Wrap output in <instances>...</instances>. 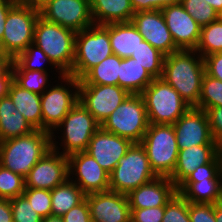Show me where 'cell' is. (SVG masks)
<instances>
[{
  "mask_svg": "<svg viewBox=\"0 0 222 222\" xmlns=\"http://www.w3.org/2000/svg\"><path fill=\"white\" fill-rule=\"evenodd\" d=\"M134 13L148 10H162L170 5L178 4L181 0H130Z\"/></svg>",
  "mask_w": 222,
  "mask_h": 222,
  "instance_id": "cell-45",
  "label": "cell"
},
{
  "mask_svg": "<svg viewBox=\"0 0 222 222\" xmlns=\"http://www.w3.org/2000/svg\"><path fill=\"white\" fill-rule=\"evenodd\" d=\"M148 126L146 106L141 94H130L101 124L103 130L132 143H141Z\"/></svg>",
  "mask_w": 222,
  "mask_h": 222,
  "instance_id": "cell-8",
  "label": "cell"
},
{
  "mask_svg": "<svg viewBox=\"0 0 222 222\" xmlns=\"http://www.w3.org/2000/svg\"><path fill=\"white\" fill-rule=\"evenodd\" d=\"M131 57L136 59V62L143 66L154 79L162 77L165 55L147 41L142 40Z\"/></svg>",
  "mask_w": 222,
  "mask_h": 222,
  "instance_id": "cell-32",
  "label": "cell"
},
{
  "mask_svg": "<svg viewBox=\"0 0 222 222\" xmlns=\"http://www.w3.org/2000/svg\"><path fill=\"white\" fill-rule=\"evenodd\" d=\"M203 60L205 73L222 81V52L205 56Z\"/></svg>",
  "mask_w": 222,
  "mask_h": 222,
  "instance_id": "cell-47",
  "label": "cell"
},
{
  "mask_svg": "<svg viewBox=\"0 0 222 222\" xmlns=\"http://www.w3.org/2000/svg\"><path fill=\"white\" fill-rule=\"evenodd\" d=\"M95 25L130 22L134 13L130 0H90Z\"/></svg>",
  "mask_w": 222,
  "mask_h": 222,
  "instance_id": "cell-24",
  "label": "cell"
},
{
  "mask_svg": "<svg viewBox=\"0 0 222 222\" xmlns=\"http://www.w3.org/2000/svg\"><path fill=\"white\" fill-rule=\"evenodd\" d=\"M63 128L61 135L62 152L51 137V149L69 156L76 152L86 151L93 134L101 127V124L93 115L78 101V103L64 117L57 126V130Z\"/></svg>",
  "mask_w": 222,
  "mask_h": 222,
  "instance_id": "cell-9",
  "label": "cell"
},
{
  "mask_svg": "<svg viewBox=\"0 0 222 222\" xmlns=\"http://www.w3.org/2000/svg\"><path fill=\"white\" fill-rule=\"evenodd\" d=\"M8 95L32 127L35 130H42L41 95L21 88L14 81L10 85Z\"/></svg>",
  "mask_w": 222,
  "mask_h": 222,
  "instance_id": "cell-27",
  "label": "cell"
},
{
  "mask_svg": "<svg viewBox=\"0 0 222 222\" xmlns=\"http://www.w3.org/2000/svg\"><path fill=\"white\" fill-rule=\"evenodd\" d=\"M49 150L51 133L35 130L31 134L0 142V165L25 178Z\"/></svg>",
  "mask_w": 222,
  "mask_h": 222,
  "instance_id": "cell-2",
  "label": "cell"
},
{
  "mask_svg": "<svg viewBox=\"0 0 222 222\" xmlns=\"http://www.w3.org/2000/svg\"><path fill=\"white\" fill-rule=\"evenodd\" d=\"M42 222H63L62 221V216H47L45 218H42Z\"/></svg>",
  "mask_w": 222,
  "mask_h": 222,
  "instance_id": "cell-55",
  "label": "cell"
},
{
  "mask_svg": "<svg viewBox=\"0 0 222 222\" xmlns=\"http://www.w3.org/2000/svg\"><path fill=\"white\" fill-rule=\"evenodd\" d=\"M216 156V145L179 149L175 170L169 178L178 187L198 166L210 163Z\"/></svg>",
  "mask_w": 222,
  "mask_h": 222,
  "instance_id": "cell-22",
  "label": "cell"
},
{
  "mask_svg": "<svg viewBox=\"0 0 222 222\" xmlns=\"http://www.w3.org/2000/svg\"><path fill=\"white\" fill-rule=\"evenodd\" d=\"M12 1H14L15 3H26L27 2V0H12Z\"/></svg>",
  "mask_w": 222,
  "mask_h": 222,
  "instance_id": "cell-58",
  "label": "cell"
},
{
  "mask_svg": "<svg viewBox=\"0 0 222 222\" xmlns=\"http://www.w3.org/2000/svg\"><path fill=\"white\" fill-rule=\"evenodd\" d=\"M130 210L132 222H162L165 206Z\"/></svg>",
  "mask_w": 222,
  "mask_h": 222,
  "instance_id": "cell-43",
  "label": "cell"
},
{
  "mask_svg": "<svg viewBox=\"0 0 222 222\" xmlns=\"http://www.w3.org/2000/svg\"><path fill=\"white\" fill-rule=\"evenodd\" d=\"M68 161L69 176L72 174L77 176L71 181L86 195L109 190V173L88 153L85 151L73 153L68 156Z\"/></svg>",
  "mask_w": 222,
  "mask_h": 222,
  "instance_id": "cell-15",
  "label": "cell"
},
{
  "mask_svg": "<svg viewBox=\"0 0 222 222\" xmlns=\"http://www.w3.org/2000/svg\"><path fill=\"white\" fill-rule=\"evenodd\" d=\"M35 129L16 109L9 95L0 99V142L31 134Z\"/></svg>",
  "mask_w": 222,
  "mask_h": 222,
  "instance_id": "cell-23",
  "label": "cell"
},
{
  "mask_svg": "<svg viewBox=\"0 0 222 222\" xmlns=\"http://www.w3.org/2000/svg\"><path fill=\"white\" fill-rule=\"evenodd\" d=\"M47 62L48 65L51 64L50 66H53L56 69V72H59L60 76H58V78H61L64 75L61 71H57L59 69L52 63L45 52L32 43L14 59L12 70H37L47 72V66L44 67L41 65Z\"/></svg>",
  "mask_w": 222,
  "mask_h": 222,
  "instance_id": "cell-31",
  "label": "cell"
},
{
  "mask_svg": "<svg viewBox=\"0 0 222 222\" xmlns=\"http://www.w3.org/2000/svg\"><path fill=\"white\" fill-rule=\"evenodd\" d=\"M13 222H42V217L32 209L24 195L10 199Z\"/></svg>",
  "mask_w": 222,
  "mask_h": 222,
  "instance_id": "cell-40",
  "label": "cell"
},
{
  "mask_svg": "<svg viewBox=\"0 0 222 222\" xmlns=\"http://www.w3.org/2000/svg\"><path fill=\"white\" fill-rule=\"evenodd\" d=\"M122 58L111 55L91 68L79 84L118 85V75Z\"/></svg>",
  "mask_w": 222,
  "mask_h": 222,
  "instance_id": "cell-30",
  "label": "cell"
},
{
  "mask_svg": "<svg viewBox=\"0 0 222 222\" xmlns=\"http://www.w3.org/2000/svg\"><path fill=\"white\" fill-rule=\"evenodd\" d=\"M0 222H13L10 200L0 198Z\"/></svg>",
  "mask_w": 222,
  "mask_h": 222,
  "instance_id": "cell-50",
  "label": "cell"
},
{
  "mask_svg": "<svg viewBox=\"0 0 222 222\" xmlns=\"http://www.w3.org/2000/svg\"><path fill=\"white\" fill-rule=\"evenodd\" d=\"M177 193V187L169 177H157L132 190L127 196L130 209L166 206Z\"/></svg>",
  "mask_w": 222,
  "mask_h": 222,
  "instance_id": "cell-21",
  "label": "cell"
},
{
  "mask_svg": "<svg viewBox=\"0 0 222 222\" xmlns=\"http://www.w3.org/2000/svg\"><path fill=\"white\" fill-rule=\"evenodd\" d=\"M130 95L119 85L79 84V101L102 124Z\"/></svg>",
  "mask_w": 222,
  "mask_h": 222,
  "instance_id": "cell-13",
  "label": "cell"
},
{
  "mask_svg": "<svg viewBox=\"0 0 222 222\" xmlns=\"http://www.w3.org/2000/svg\"><path fill=\"white\" fill-rule=\"evenodd\" d=\"M204 75L203 57L195 50H178L164 58L161 78L191 107L199 102Z\"/></svg>",
  "mask_w": 222,
  "mask_h": 222,
  "instance_id": "cell-1",
  "label": "cell"
},
{
  "mask_svg": "<svg viewBox=\"0 0 222 222\" xmlns=\"http://www.w3.org/2000/svg\"><path fill=\"white\" fill-rule=\"evenodd\" d=\"M214 216L216 222H222V209L218 208L215 204H214Z\"/></svg>",
  "mask_w": 222,
  "mask_h": 222,
  "instance_id": "cell-56",
  "label": "cell"
},
{
  "mask_svg": "<svg viewBox=\"0 0 222 222\" xmlns=\"http://www.w3.org/2000/svg\"><path fill=\"white\" fill-rule=\"evenodd\" d=\"M180 3L201 27L209 25L220 17L206 0H181Z\"/></svg>",
  "mask_w": 222,
  "mask_h": 222,
  "instance_id": "cell-37",
  "label": "cell"
},
{
  "mask_svg": "<svg viewBox=\"0 0 222 222\" xmlns=\"http://www.w3.org/2000/svg\"><path fill=\"white\" fill-rule=\"evenodd\" d=\"M69 178L61 185L54 187L51 193V215L63 216L72 207L80 204L86 194Z\"/></svg>",
  "mask_w": 222,
  "mask_h": 222,
  "instance_id": "cell-29",
  "label": "cell"
},
{
  "mask_svg": "<svg viewBox=\"0 0 222 222\" xmlns=\"http://www.w3.org/2000/svg\"><path fill=\"white\" fill-rule=\"evenodd\" d=\"M205 112L208 118L211 135L213 140L216 141L222 136V107L206 108Z\"/></svg>",
  "mask_w": 222,
  "mask_h": 222,
  "instance_id": "cell-46",
  "label": "cell"
},
{
  "mask_svg": "<svg viewBox=\"0 0 222 222\" xmlns=\"http://www.w3.org/2000/svg\"><path fill=\"white\" fill-rule=\"evenodd\" d=\"M132 144L130 140L100 127L93 134L85 152L110 174Z\"/></svg>",
  "mask_w": 222,
  "mask_h": 222,
  "instance_id": "cell-20",
  "label": "cell"
},
{
  "mask_svg": "<svg viewBox=\"0 0 222 222\" xmlns=\"http://www.w3.org/2000/svg\"><path fill=\"white\" fill-rule=\"evenodd\" d=\"M63 222H92L86 198L62 216Z\"/></svg>",
  "mask_w": 222,
  "mask_h": 222,
  "instance_id": "cell-44",
  "label": "cell"
},
{
  "mask_svg": "<svg viewBox=\"0 0 222 222\" xmlns=\"http://www.w3.org/2000/svg\"><path fill=\"white\" fill-rule=\"evenodd\" d=\"M23 195L42 218L51 215V193L47 189L25 188Z\"/></svg>",
  "mask_w": 222,
  "mask_h": 222,
  "instance_id": "cell-39",
  "label": "cell"
},
{
  "mask_svg": "<svg viewBox=\"0 0 222 222\" xmlns=\"http://www.w3.org/2000/svg\"><path fill=\"white\" fill-rule=\"evenodd\" d=\"M13 61L11 56L0 51V76H13Z\"/></svg>",
  "mask_w": 222,
  "mask_h": 222,
  "instance_id": "cell-49",
  "label": "cell"
},
{
  "mask_svg": "<svg viewBox=\"0 0 222 222\" xmlns=\"http://www.w3.org/2000/svg\"><path fill=\"white\" fill-rule=\"evenodd\" d=\"M149 124L173 125L191 106L162 78H155L141 93Z\"/></svg>",
  "mask_w": 222,
  "mask_h": 222,
  "instance_id": "cell-6",
  "label": "cell"
},
{
  "mask_svg": "<svg viewBox=\"0 0 222 222\" xmlns=\"http://www.w3.org/2000/svg\"><path fill=\"white\" fill-rule=\"evenodd\" d=\"M215 205H216L218 208L222 209V188H221L220 195H219V197H218L217 202L215 203Z\"/></svg>",
  "mask_w": 222,
  "mask_h": 222,
  "instance_id": "cell-57",
  "label": "cell"
},
{
  "mask_svg": "<svg viewBox=\"0 0 222 222\" xmlns=\"http://www.w3.org/2000/svg\"><path fill=\"white\" fill-rule=\"evenodd\" d=\"M206 2L214 8L219 16H222V0H206Z\"/></svg>",
  "mask_w": 222,
  "mask_h": 222,
  "instance_id": "cell-52",
  "label": "cell"
},
{
  "mask_svg": "<svg viewBox=\"0 0 222 222\" xmlns=\"http://www.w3.org/2000/svg\"><path fill=\"white\" fill-rule=\"evenodd\" d=\"M76 32L51 23L39 16L34 28V41L64 74L72 71Z\"/></svg>",
  "mask_w": 222,
  "mask_h": 222,
  "instance_id": "cell-3",
  "label": "cell"
},
{
  "mask_svg": "<svg viewBox=\"0 0 222 222\" xmlns=\"http://www.w3.org/2000/svg\"><path fill=\"white\" fill-rule=\"evenodd\" d=\"M216 155L222 159V136H220L216 141Z\"/></svg>",
  "mask_w": 222,
  "mask_h": 222,
  "instance_id": "cell-54",
  "label": "cell"
},
{
  "mask_svg": "<svg viewBox=\"0 0 222 222\" xmlns=\"http://www.w3.org/2000/svg\"><path fill=\"white\" fill-rule=\"evenodd\" d=\"M39 10L26 3H16L8 12L1 51L15 59L34 41Z\"/></svg>",
  "mask_w": 222,
  "mask_h": 222,
  "instance_id": "cell-10",
  "label": "cell"
},
{
  "mask_svg": "<svg viewBox=\"0 0 222 222\" xmlns=\"http://www.w3.org/2000/svg\"><path fill=\"white\" fill-rule=\"evenodd\" d=\"M13 81L23 89L37 94H42L50 87L48 72L29 71V70H12ZM48 84V85H47Z\"/></svg>",
  "mask_w": 222,
  "mask_h": 222,
  "instance_id": "cell-34",
  "label": "cell"
},
{
  "mask_svg": "<svg viewBox=\"0 0 222 222\" xmlns=\"http://www.w3.org/2000/svg\"><path fill=\"white\" fill-rule=\"evenodd\" d=\"M113 55L109 39V24L92 25L76 33L75 56L68 74L81 79L91 68Z\"/></svg>",
  "mask_w": 222,
  "mask_h": 222,
  "instance_id": "cell-5",
  "label": "cell"
},
{
  "mask_svg": "<svg viewBox=\"0 0 222 222\" xmlns=\"http://www.w3.org/2000/svg\"><path fill=\"white\" fill-rule=\"evenodd\" d=\"M92 222H130L131 210L126 194L105 191L85 196Z\"/></svg>",
  "mask_w": 222,
  "mask_h": 222,
  "instance_id": "cell-18",
  "label": "cell"
},
{
  "mask_svg": "<svg viewBox=\"0 0 222 222\" xmlns=\"http://www.w3.org/2000/svg\"><path fill=\"white\" fill-rule=\"evenodd\" d=\"M70 178L68 156L49 150L29 171L25 188L52 190Z\"/></svg>",
  "mask_w": 222,
  "mask_h": 222,
  "instance_id": "cell-14",
  "label": "cell"
},
{
  "mask_svg": "<svg viewBox=\"0 0 222 222\" xmlns=\"http://www.w3.org/2000/svg\"><path fill=\"white\" fill-rule=\"evenodd\" d=\"M51 0H27L26 4L31 5L37 10H40L43 6L49 3Z\"/></svg>",
  "mask_w": 222,
  "mask_h": 222,
  "instance_id": "cell-53",
  "label": "cell"
},
{
  "mask_svg": "<svg viewBox=\"0 0 222 222\" xmlns=\"http://www.w3.org/2000/svg\"><path fill=\"white\" fill-rule=\"evenodd\" d=\"M221 171V159L216 156L210 163L198 166L185 180H212Z\"/></svg>",
  "mask_w": 222,
  "mask_h": 222,
  "instance_id": "cell-42",
  "label": "cell"
},
{
  "mask_svg": "<svg viewBox=\"0 0 222 222\" xmlns=\"http://www.w3.org/2000/svg\"><path fill=\"white\" fill-rule=\"evenodd\" d=\"M203 58L222 52V16L201 27L200 39L195 49Z\"/></svg>",
  "mask_w": 222,
  "mask_h": 222,
  "instance_id": "cell-33",
  "label": "cell"
},
{
  "mask_svg": "<svg viewBox=\"0 0 222 222\" xmlns=\"http://www.w3.org/2000/svg\"><path fill=\"white\" fill-rule=\"evenodd\" d=\"M12 82L13 76H0V99L8 95Z\"/></svg>",
  "mask_w": 222,
  "mask_h": 222,
  "instance_id": "cell-51",
  "label": "cell"
},
{
  "mask_svg": "<svg viewBox=\"0 0 222 222\" xmlns=\"http://www.w3.org/2000/svg\"><path fill=\"white\" fill-rule=\"evenodd\" d=\"M131 22L139 31L143 40L147 41L165 56L180 50L175 45L161 10L136 12Z\"/></svg>",
  "mask_w": 222,
  "mask_h": 222,
  "instance_id": "cell-16",
  "label": "cell"
},
{
  "mask_svg": "<svg viewBox=\"0 0 222 222\" xmlns=\"http://www.w3.org/2000/svg\"><path fill=\"white\" fill-rule=\"evenodd\" d=\"M60 80L66 84L50 86L41 94L42 130L51 133V137L55 136L57 126L79 101V79L67 74ZM70 87L72 90H69Z\"/></svg>",
  "mask_w": 222,
  "mask_h": 222,
  "instance_id": "cell-11",
  "label": "cell"
},
{
  "mask_svg": "<svg viewBox=\"0 0 222 222\" xmlns=\"http://www.w3.org/2000/svg\"><path fill=\"white\" fill-rule=\"evenodd\" d=\"M158 177H170L177 162L179 147L173 125L149 124L140 143Z\"/></svg>",
  "mask_w": 222,
  "mask_h": 222,
  "instance_id": "cell-7",
  "label": "cell"
},
{
  "mask_svg": "<svg viewBox=\"0 0 222 222\" xmlns=\"http://www.w3.org/2000/svg\"><path fill=\"white\" fill-rule=\"evenodd\" d=\"M157 177L145 148L140 143H133L109 174V190L128 195Z\"/></svg>",
  "mask_w": 222,
  "mask_h": 222,
  "instance_id": "cell-4",
  "label": "cell"
},
{
  "mask_svg": "<svg viewBox=\"0 0 222 222\" xmlns=\"http://www.w3.org/2000/svg\"><path fill=\"white\" fill-rule=\"evenodd\" d=\"M219 106L222 107V81L205 73L199 102L195 107L205 110L206 108Z\"/></svg>",
  "mask_w": 222,
  "mask_h": 222,
  "instance_id": "cell-35",
  "label": "cell"
},
{
  "mask_svg": "<svg viewBox=\"0 0 222 222\" xmlns=\"http://www.w3.org/2000/svg\"><path fill=\"white\" fill-rule=\"evenodd\" d=\"M109 39L113 54L124 59L132 56L143 37L130 21L109 24Z\"/></svg>",
  "mask_w": 222,
  "mask_h": 222,
  "instance_id": "cell-26",
  "label": "cell"
},
{
  "mask_svg": "<svg viewBox=\"0 0 222 222\" xmlns=\"http://www.w3.org/2000/svg\"><path fill=\"white\" fill-rule=\"evenodd\" d=\"M39 13L46 21L76 33L94 25L90 0H51Z\"/></svg>",
  "mask_w": 222,
  "mask_h": 222,
  "instance_id": "cell-12",
  "label": "cell"
},
{
  "mask_svg": "<svg viewBox=\"0 0 222 222\" xmlns=\"http://www.w3.org/2000/svg\"><path fill=\"white\" fill-rule=\"evenodd\" d=\"M173 127L179 149L197 145H216L205 110L190 107Z\"/></svg>",
  "mask_w": 222,
  "mask_h": 222,
  "instance_id": "cell-17",
  "label": "cell"
},
{
  "mask_svg": "<svg viewBox=\"0 0 222 222\" xmlns=\"http://www.w3.org/2000/svg\"><path fill=\"white\" fill-rule=\"evenodd\" d=\"M162 222H191L189 216V202L176 193L165 206Z\"/></svg>",
  "mask_w": 222,
  "mask_h": 222,
  "instance_id": "cell-38",
  "label": "cell"
},
{
  "mask_svg": "<svg viewBox=\"0 0 222 222\" xmlns=\"http://www.w3.org/2000/svg\"><path fill=\"white\" fill-rule=\"evenodd\" d=\"M175 45L180 50H195L201 33V26L184 9L181 3L161 10Z\"/></svg>",
  "mask_w": 222,
  "mask_h": 222,
  "instance_id": "cell-19",
  "label": "cell"
},
{
  "mask_svg": "<svg viewBox=\"0 0 222 222\" xmlns=\"http://www.w3.org/2000/svg\"><path fill=\"white\" fill-rule=\"evenodd\" d=\"M16 3L12 0H0V51H1V43L4 33V25L6 22V17L9 10L15 5Z\"/></svg>",
  "mask_w": 222,
  "mask_h": 222,
  "instance_id": "cell-48",
  "label": "cell"
},
{
  "mask_svg": "<svg viewBox=\"0 0 222 222\" xmlns=\"http://www.w3.org/2000/svg\"><path fill=\"white\" fill-rule=\"evenodd\" d=\"M25 179L0 165V198L13 199L23 195Z\"/></svg>",
  "mask_w": 222,
  "mask_h": 222,
  "instance_id": "cell-36",
  "label": "cell"
},
{
  "mask_svg": "<svg viewBox=\"0 0 222 222\" xmlns=\"http://www.w3.org/2000/svg\"><path fill=\"white\" fill-rule=\"evenodd\" d=\"M221 188L222 172L220 171L212 180H184L177 187V193L191 203L215 204Z\"/></svg>",
  "mask_w": 222,
  "mask_h": 222,
  "instance_id": "cell-25",
  "label": "cell"
},
{
  "mask_svg": "<svg viewBox=\"0 0 222 222\" xmlns=\"http://www.w3.org/2000/svg\"><path fill=\"white\" fill-rule=\"evenodd\" d=\"M154 80L149 72L132 57L124 58L120 63L118 85L130 94H141Z\"/></svg>",
  "mask_w": 222,
  "mask_h": 222,
  "instance_id": "cell-28",
  "label": "cell"
},
{
  "mask_svg": "<svg viewBox=\"0 0 222 222\" xmlns=\"http://www.w3.org/2000/svg\"><path fill=\"white\" fill-rule=\"evenodd\" d=\"M189 216L191 222H216L214 204L189 202Z\"/></svg>",
  "mask_w": 222,
  "mask_h": 222,
  "instance_id": "cell-41",
  "label": "cell"
}]
</instances>
